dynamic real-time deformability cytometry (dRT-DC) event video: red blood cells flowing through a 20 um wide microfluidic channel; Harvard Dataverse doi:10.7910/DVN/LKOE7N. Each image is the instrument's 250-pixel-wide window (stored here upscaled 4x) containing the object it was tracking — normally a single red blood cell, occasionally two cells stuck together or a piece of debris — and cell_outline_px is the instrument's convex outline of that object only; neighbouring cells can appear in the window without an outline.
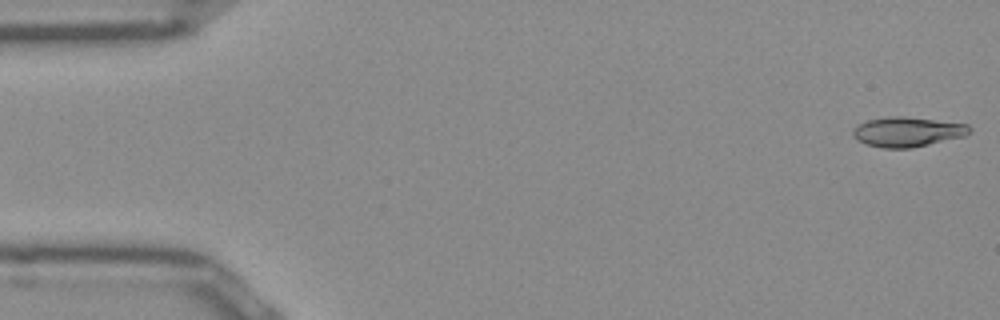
{"species": "Egyptian fruit bat (a non-hibernating species)", "species_latin": "Rousettus aegyptiacus", "temperature_condition": "room temperature", "stored_images_in_passage": 51, "camera_frame_rate_fps": 3000, "um_per_image_px": 0.085, "frame": {"image": 1, "passage_image": 1, "time_ms": 0.0, "image_size_px": [1000, 320], "cell_outline_px": [[972, 128], [964, 136], [912, 148], [880, 148], [864, 144], [856, 140], [852, 136], [852, 128], [868, 120], [888, 116], [904, 116], [968, 124]], "centroid_in_image_um": [77.08, 11.21], "position_along_channel_um": 7.9, "area_um2": 20.35}}
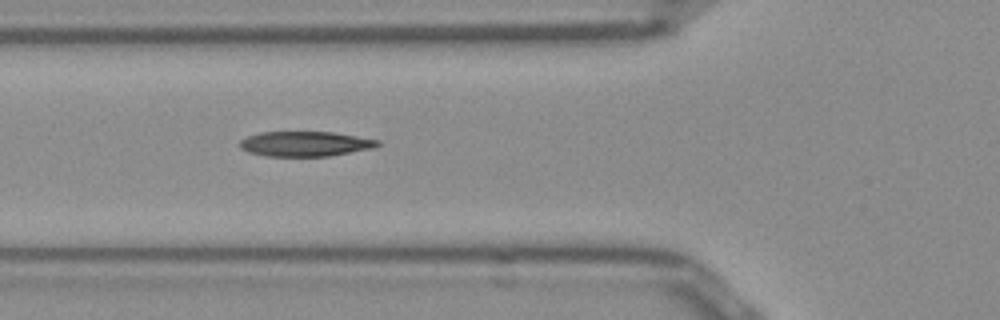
{"frame": {"image": 2, "passage_image": 18, "time_ms": 5.667, "image_size_px": [1000, 320], "cell_outline_px": [[380, 144], [372, 148], [328, 156], [268, 156], [248, 152], [240, 148], [240, 140], [248, 136], [260, 132], [332, 132], [380, 140]], "centroid_in_image_um": [25.92, 12.22], "position_along_channel_um": 99.9, "area_um2": 19.88}}
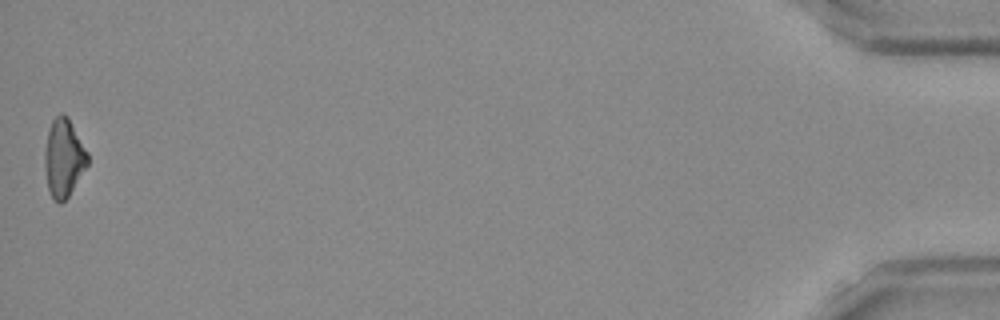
{"frame": {"image": 3, "passage_image": 51, "time_ms": 16.667, "image_size_px": [1000, 320], "cell_outline_px": [[88, 164], [68, 196], [60, 204], [52, 196], [48, 188], [44, 168], [44, 152], [48, 132], [52, 120], [60, 112], [68, 116], [88, 152]], "centroid_in_image_um": [5.41, 13.39], "position_along_channel_um": 429.8, "area_um2": 19.42}, "authors_computed_cell_mechanics": {"area_um2": 19.8254, "velocity_mm_per_s": 3.9158, "shape_relaxation_time_tau1_ms": null, "shape_relaxation_time_tau2_ms": 3.0836, "deformation_change_tau1": null, "deformation_change_tau2": 0.1188}}